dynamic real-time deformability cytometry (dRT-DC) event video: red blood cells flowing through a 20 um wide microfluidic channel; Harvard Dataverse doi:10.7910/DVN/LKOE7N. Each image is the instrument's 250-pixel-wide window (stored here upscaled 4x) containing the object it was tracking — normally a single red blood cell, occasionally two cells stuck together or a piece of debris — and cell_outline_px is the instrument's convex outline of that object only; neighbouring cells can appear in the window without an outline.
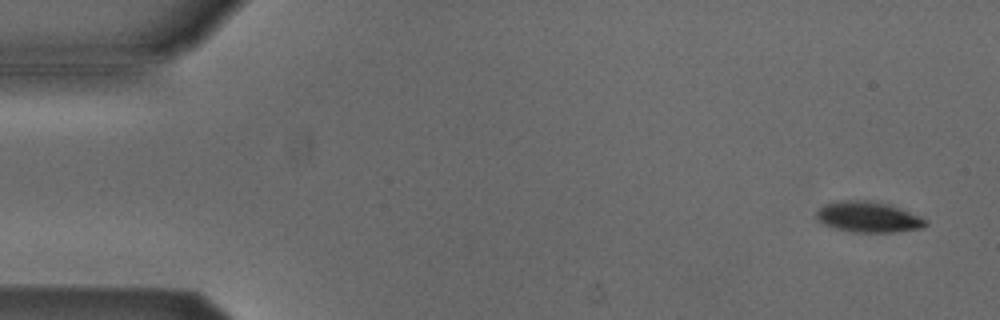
{"species": "Egyptian fruit bat (a non-hibernating species)", "species_latin": "Rousettus aegyptiacus", "temperature_condition": "cold", "stored_images_in_passage": 5, "camera_frame_rate_fps": 3000, "um_per_image_px": 0.085, "animal": {"sex": "male"}, "frame": {"image": 1, "passage_image": 1, "time_ms": 0.0, "image_size_px": [1000, 320], "cell_outline_px": [[928, 224], [924, 228], [892, 232], [856, 232], [836, 228], [824, 224], [816, 216], [816, 212], [824, 204], [836, 200], [872, 200], [888, 204], [900, 208], [920, 216], [928, 220]], "centroid_in_image_um": [73.83, 18.43], "position_along_channel_um": 11.2, "area_um2": 19.59}}
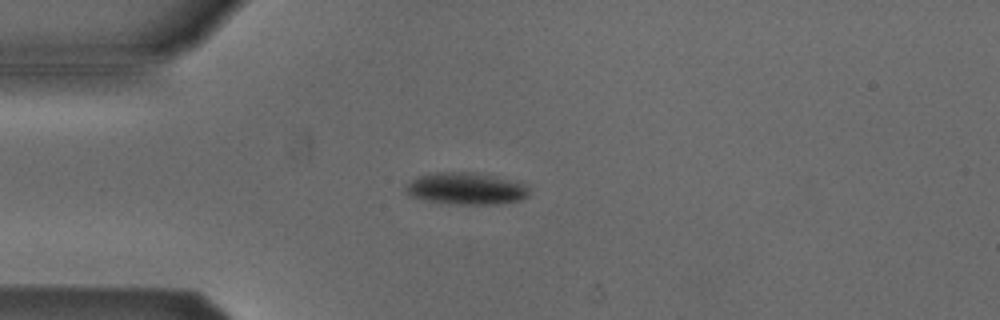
{"frame": {"image": 2, "passage_image": 4, "time_ms": 3.667, "image_size_px": [1000, 320], "cell_outline_px": [[528, 196], [520, 200], [500, 204], [452, 204], [428, 200], [412, 196], [404, 188], [412, 180], [428, 172], [472, 172], [496, 176], [528, 184]], "centroid_in_image_um": [39.67, 16.02], "position_along_channel_um": 45.3, "area_um2": 22.95}}